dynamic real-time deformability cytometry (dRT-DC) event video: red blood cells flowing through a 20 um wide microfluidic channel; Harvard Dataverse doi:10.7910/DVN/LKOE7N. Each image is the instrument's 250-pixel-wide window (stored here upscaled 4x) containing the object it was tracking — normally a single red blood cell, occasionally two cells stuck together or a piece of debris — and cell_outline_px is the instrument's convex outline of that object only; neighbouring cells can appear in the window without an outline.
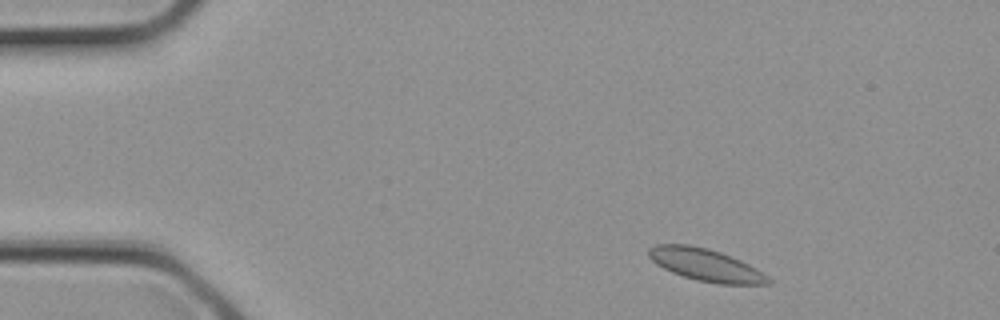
{"species": "common noctule bat (a hibernating species)", "species_latin": "Nyctalus noctula", "temperature_condition": "cold", "stored_images_in_passage": 2, "camera_frame_rate_fps": 3000, "um_per_image_px": 0.085, "animal": {"sex": "female", "body_mass_g": 21.9}, "frame": {"image": 1, "passage_image": 1, "time_ms": 0.0, "image_size_px": [1000, 320], "cell_outline_px": [[772, 280], [768, 284], [716, 284], [696, 280], [672, 272], [656, 264], [648, 256], [648, 248], [656, 244], [688, 244], [708, 248], [720, 252], [740, 260], [756, 268], [768, 276]], "centroid_in_image_um": [59.97, 22.51], "position_along_channel_um": 25.0, "area_um2": 22.48}}